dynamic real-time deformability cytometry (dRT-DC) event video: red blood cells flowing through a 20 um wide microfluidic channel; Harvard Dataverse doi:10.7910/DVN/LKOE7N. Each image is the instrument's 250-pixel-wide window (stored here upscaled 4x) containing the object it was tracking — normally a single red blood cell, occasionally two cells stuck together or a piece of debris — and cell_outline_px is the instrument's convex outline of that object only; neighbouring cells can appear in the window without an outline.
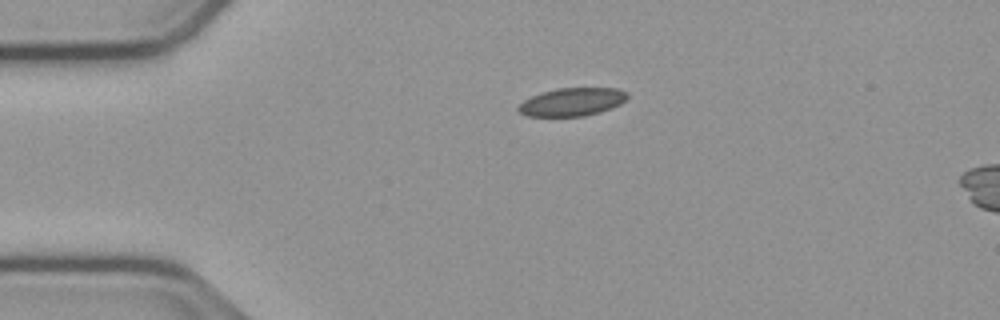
{"species": "common noctule bat (a hibernating species)", "species_latin": "Nyctalus noctula", "temperature_condition": "cold", "stored_images_in_passage": 43, "camera_frame_rate_fps": 3000, "um_per_image_px": 0.085, "animal": {"sex": "male", "body_mass_g": 23.1, "forearm_length_mm": 52.7}, "frame": {"image": 1, "passage_image": 1, "time_ms": 0.0, "image_size_px": [1000, 320], "cell_outline_px": [[628, 96], [620, 104], [600, 112], [584, 116], [528, 116], [520, 112], [516, 108], [524, 100], [540, 92], [556, 88], [620, 88], [628, 92]], "centroid_in_image_um": [48.63, 8.65], "position_along_channel_um": 36.4, "area_um2": 17.86}}
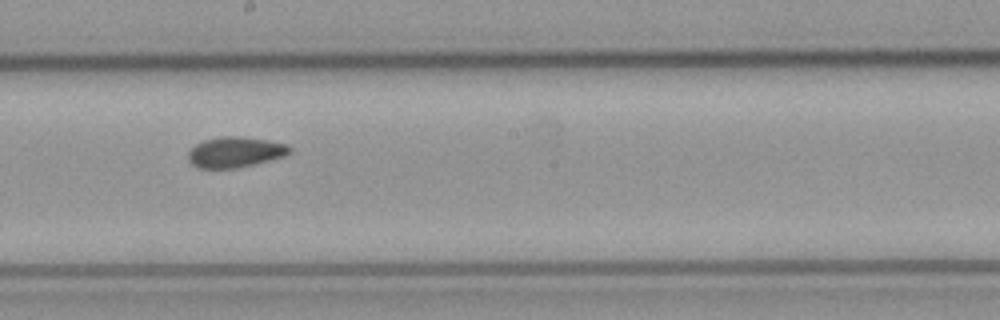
{"frame": {"image": 2, "passage_image": 19, "time_ms": 6.0, "image_size_px": [1000, 320], "cell_outline_px": [[292, 152], [284, 156], [252, 164], [232, 168], [200, 168], [192, 164], [188, 160], [188, 152], [196, 144], [204, 140], [220, 136], [240, 136], [268, 140], [288, 144], [292, 148]], "centroid_in_image_um": [20.0, 12.91], "position_along_channel_um": 228.2, "area_um2": 17.98}}
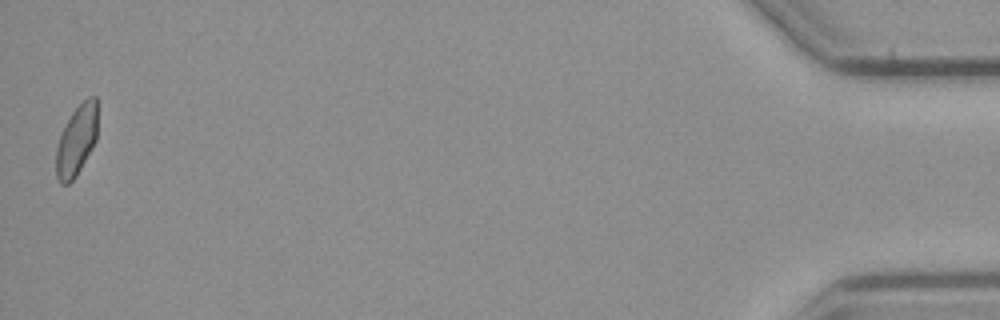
{"frame": {"image": 3, "passage_image": 43, "time_ms": 14.0, "image_size_px": [1000, 320], "cell_outline_px": [[96, 140], [92, 148], [76, 176], [68, 184], [60, 184], [56, 176], [56, 148], [60, 136], [72, 112], [88, 96], [96, 96]], "centroid_in_image_um": [6.49, 11.96], "position_along_channel_um": 428.7, "area_um2": 16.7}, "authors_computed_cell_mechanics": {"area_um2": 17.9758, "velocity_mm_per_s": 3.7644, "shape_relaxation_time_tau1_ms": 9.3277, "shape_relaxation_time_tau2_ms": 2.4805, "deformation_change_tau1": 0.1099, "deformation_change_tau2": 0.0674}}